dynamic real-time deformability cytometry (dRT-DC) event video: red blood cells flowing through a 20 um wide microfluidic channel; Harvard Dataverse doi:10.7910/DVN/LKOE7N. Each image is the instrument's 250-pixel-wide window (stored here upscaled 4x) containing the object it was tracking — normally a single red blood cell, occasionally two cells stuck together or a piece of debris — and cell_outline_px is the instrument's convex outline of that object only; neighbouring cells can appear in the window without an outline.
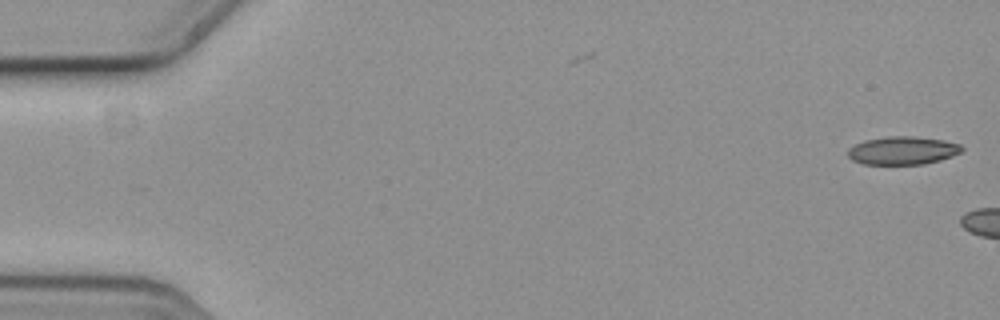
{"species": "common noctule bat (a hibernating species)", "species_latin": "Nyctalus noctula", "temperature_condition": "cold", "stored_images_in_passage": 3, "camera_frame_rate_fps": 3000, "um_per_image_px": 0.085, "animal": {"sex": "female", "body_mass_g": 19.3, "forearm_length_mm": 54.1}, "frame": {"image": 1, "passage_image": 1, "time_ms": 0.0, "image_size_px": [1000, 320], "cell_outline_px": [[964, 148], [960, 152], [952, 156], [940, 160], [924, 164], [864, 164], [852, 160], [848, 156], [848, 148], [864, 140], [888, 136], [912, 136], [944, 140], [960, 144]], "centroid_in_image_um": [76.72, 12.79], "position_along_channel_um": 8.3, "area_um2": 18.67}}